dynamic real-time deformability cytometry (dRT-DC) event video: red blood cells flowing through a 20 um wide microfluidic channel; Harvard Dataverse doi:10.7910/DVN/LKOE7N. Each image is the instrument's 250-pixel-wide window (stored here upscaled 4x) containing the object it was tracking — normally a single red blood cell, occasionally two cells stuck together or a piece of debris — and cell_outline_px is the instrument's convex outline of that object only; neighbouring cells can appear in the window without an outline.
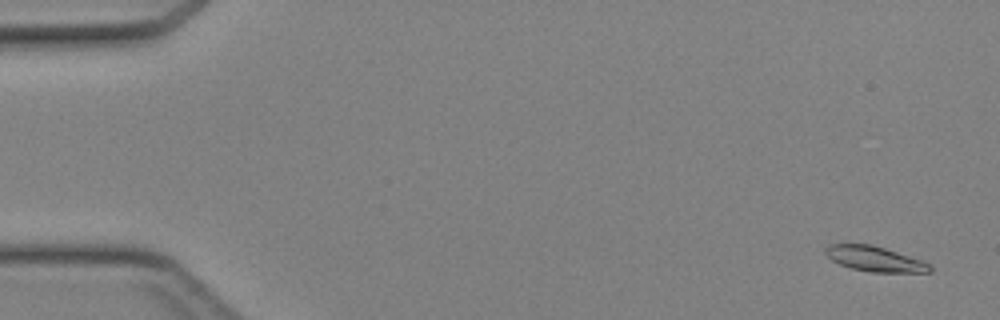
{"species": "Egyptian fruit bat (a non-hibernating species)", "species_latin": "Rousettus aegyptiacus", "temperature_condition": "cold", "stored_images_in_passage": 47, "camera_frame_rate_fps": 3000, "um_per_image_px": 0.085, "animal": {"sex": "female"}, "frame": {"image": 1, "passage_image": 3, "time_ms": 0.667, "image_size_px": [1000, 320], "cell_outline_px": [[932, 272], [872, 272], [852, 268], [840, 264], [832, 260], [824, 252], [824, 248], [828, 244], [872, 244], [920, 260], [928, 264], [932, 268]], "centroid_in_image_um": [74.31, 22.0], "position_along_channel_um": 10.7, "area_um2": 15.03}}
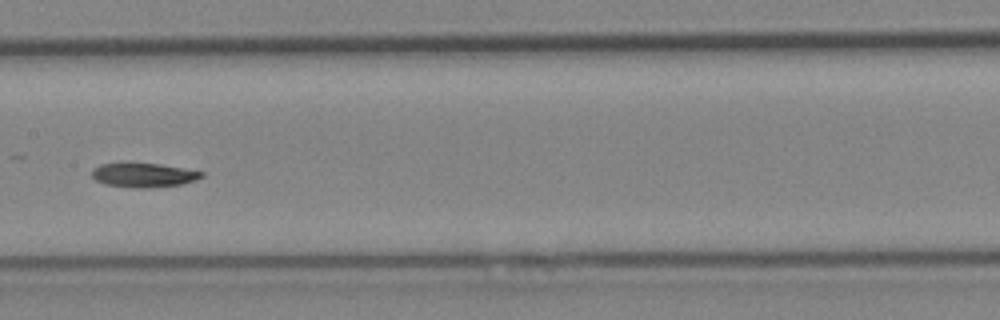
{"frame": {"image": 2, "passage_image": 25, "time_ms": 8.0, "image_size_px": [1000, 320], "cell_outline_px": [[204, 176], [196, 180], [180, 184], [148, 188], [132, 188], [104, 184], [96, 180], [92, 176], [92, 168], [100, 164], [160, 164], [204, 172]], "centroid_in_image_um": [12.2, 14.9], "position_along_channel_um": 195.2, "area_um2": 15.26}}
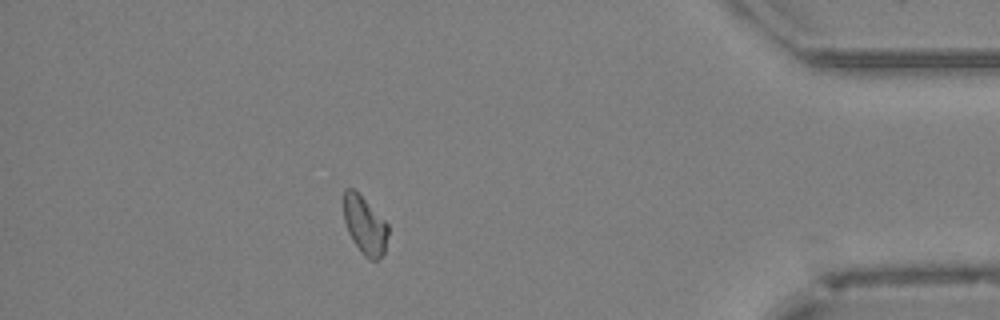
{"frame": {"image": 3, "passage_image": 42, "time_ms": 13.667, "image_size_px": [1000, 320], "cell_outline_px": [[388, 232], [384, 252], [376, 260], [372, 260], [364, 256], [360, 252], [352, 240], [348, 232], [344, 220], [344, 188], [352, 188], [388, 224]], "centroid_in_image_um": [30.99, 19.17], "position_along_channel_um": 404.2, "area_um2": 14.68}}